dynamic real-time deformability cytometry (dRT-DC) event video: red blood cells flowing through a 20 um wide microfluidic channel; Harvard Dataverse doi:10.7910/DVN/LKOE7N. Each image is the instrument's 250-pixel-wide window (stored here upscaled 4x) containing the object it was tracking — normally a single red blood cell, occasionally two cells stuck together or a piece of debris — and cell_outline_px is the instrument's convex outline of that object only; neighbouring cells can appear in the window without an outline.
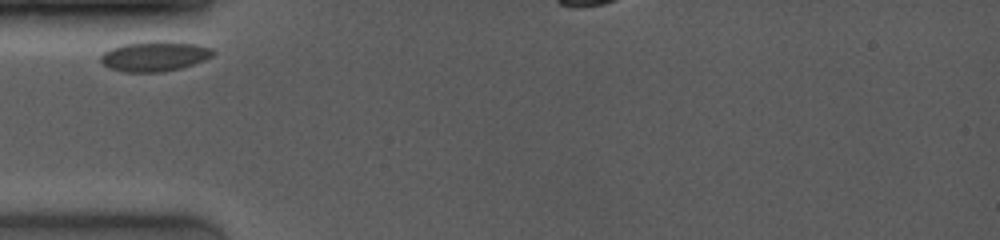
{"species": "common noctule bat (a hibernating species)", "species_latin": "Nyctalus noctula", "temperature_condition": "room temperature", "stored_images_in_passage": 34, "camera_frame_rate_fps": 4000, "um_per_image_px": 0.085, "animal": {"sex": "female", "body_mass_g": 19.0, "forearm_length_mm": 53.3}, "frame": {"image": 1, "passage_image": 1, "time_ms": 0.0, "image_size_px": [1000, 240], "cell_outline_px": [[216, 52], [212, 56], [204, 60], [180, 68], [160, 72], [124, 72], [108, 68], [100, 60], [100, 56], [104, 52], [112, 48], [124, 44], [156, 40], [164, 40], [196, 44], [212, 48]], "centroid_in_image_um": [13.14, 4.77], "position_along_channel_um": 71.9, "area_um2": 19.71}}
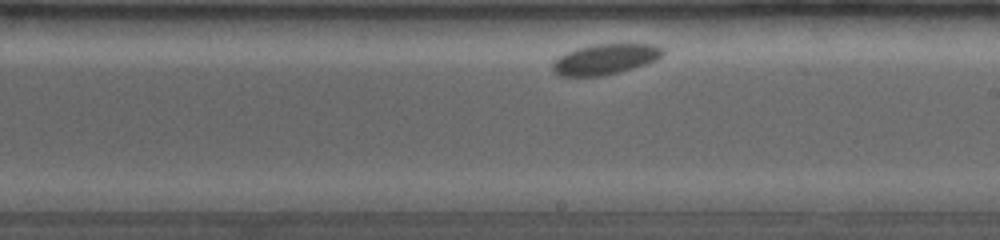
{"frame": {"image": 2, "passage_image": 24, "time_ms": 4.75, "image_size_px": [1000, 240], "cell_outline_px": [[664, 56], [648, 64], [604, 76], [556, 76], [552, 72], [552, 60], [576, 48], [592, 44], [656, 44], [664, 48]], "centroid_in_image_um": [51.45, 5.04], "position_along_channel_um": 237.6, "area_um2": 20.0}}
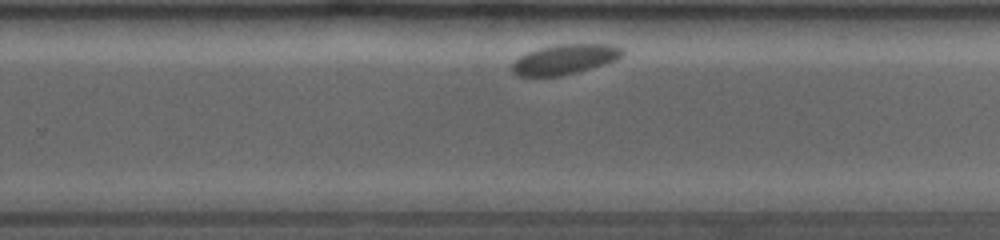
{"frame": {"image": 3, "passage_image": 30, "time_ms": 6.0, "image_size_px": [1000, 240], "cell_outline_px": [[624, 52], [616, 60], [608, 64], [560, 76], [516, 76], [512, 72], [512, 64], [520, 56], [528, 52], [540, 48], [560, 44], [612, 44], [620, 48]], "centroid_in_image_um": [48.01, 5.05], "position_along_channel_um": 281.8, "area_um2": 19.19}}